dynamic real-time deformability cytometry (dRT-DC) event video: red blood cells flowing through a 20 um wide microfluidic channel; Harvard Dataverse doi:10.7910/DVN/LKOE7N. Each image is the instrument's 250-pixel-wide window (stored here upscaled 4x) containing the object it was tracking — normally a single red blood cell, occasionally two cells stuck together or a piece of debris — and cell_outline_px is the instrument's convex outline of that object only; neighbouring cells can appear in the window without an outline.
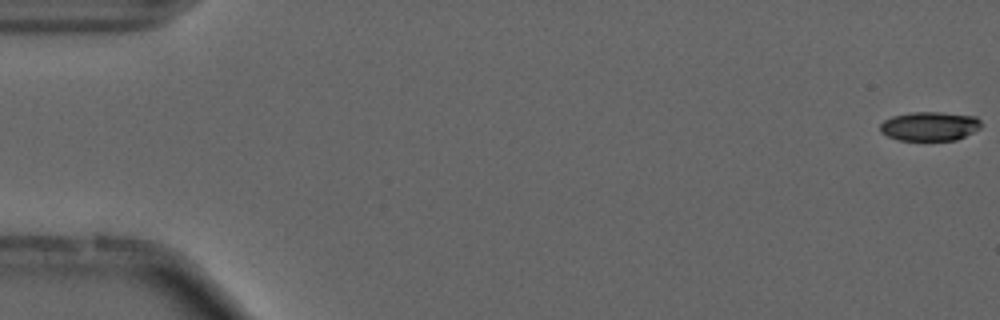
{"species": "common noctule bat (a hibernating species)", "species_latin": "Nyctalus noctula", "temperature_condition": "cold", "stored_images_in_passage": 55, "camera_frame_rate_fps": 3000, "um_per_image_px": 0.085, "animal": {"sex": "male", "forearm_length_mm": 52.5}, "frame": {"image": 1, "passage_image": 1, "time_ms": 0.0, "image_size_px": [1000, 320], "cell_outline_px": [[980, 128], [956, 140], [900, 140], [888, 136], [880, 132], [880, 124], [884, 120], [892, 116], [912, 112], [940, 112], [976, 116], [980, 120]], "centroid_in_image_um": [79.0, 10.72], "position_along_channel_um": 6.0, "area_um2": 17.05}}
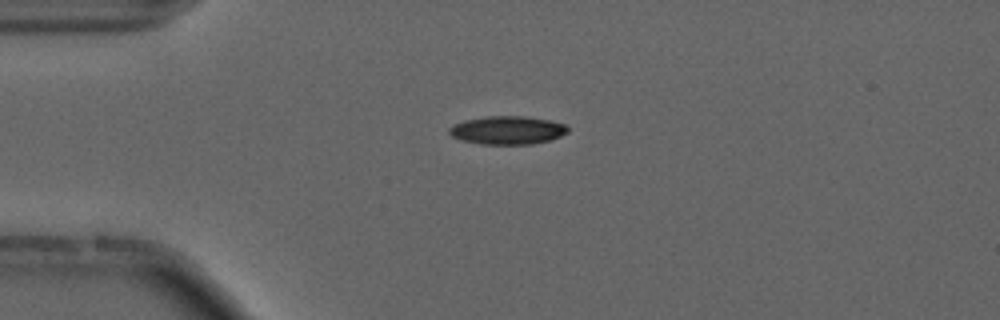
{"frame": {"image": 2, "passage_image": 14, "time_ms": 4.333, "image_size_px": [1000, 320], "cell_outline_px": [[568, 132], [560, 136], [548, 140], [532, 144], [480, 144], [464, 140], [452, 136], [448, 132], [448, 128], [452, 124], [464, 120], [484, 116], [524, 116], [548, 120], [564, 124], [568, 128]], "centroid_in_image_um": [43.09, 11.06], "position_along_channel_um": 41.9, "area_um2": 19.48}}
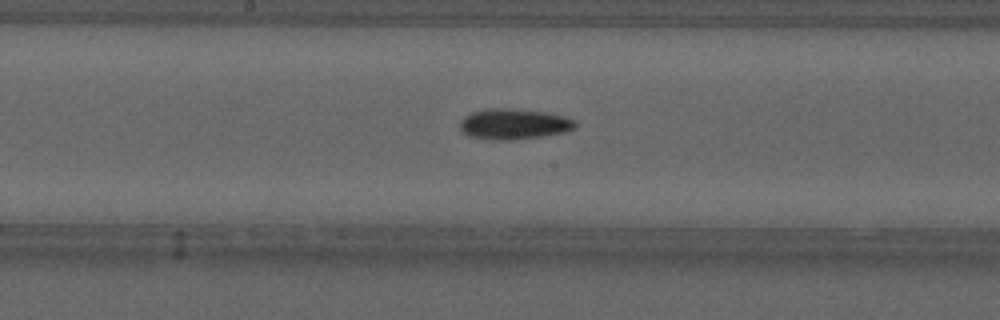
{"frame": {"image": 3, "passage_image": 29, "time_ms": 9.333, "image_size_px": [1000, 320], "cell_outline_px": [[576, 124], [572, 128], [564, 132], [540, 136], [508, 140], [496, 140], [468, 136], [460, 128], [460, 120], [464, 116], [472, 112], [488, 108], [512, 108], [544, 112], [564, 116], [572, 120]], "centroid_in_image_um": [43.61, 10.53], "position_along_channel_um": 204.6, "area_um2": 20.29}, "authors_computed_cell_mechanics": {"area_um2": 18.6116, "velocity_mm_per_s": 3.7316, "shape_relaxation_time_tau1_ms": 4.6954, "shape_relaxation_time_tau2_ms": null, "deformation_change_tau1": 0.1373, "deformation_change_tau2": null}}